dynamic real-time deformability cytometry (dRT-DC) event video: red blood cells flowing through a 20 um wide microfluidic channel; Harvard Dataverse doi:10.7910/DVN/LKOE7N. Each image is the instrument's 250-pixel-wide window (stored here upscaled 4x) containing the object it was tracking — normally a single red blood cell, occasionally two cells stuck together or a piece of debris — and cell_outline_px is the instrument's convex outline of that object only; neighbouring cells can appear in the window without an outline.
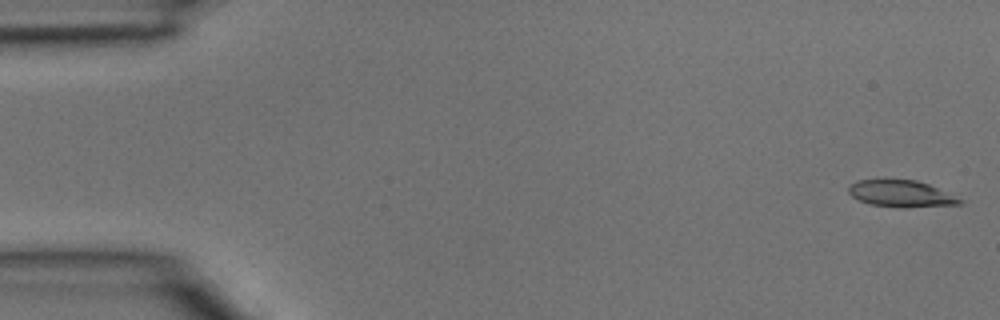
{"species": "common noctule bat (a hibernating species)", "species_latin": "Nyctalus noctula", "temperature_condition": "room temperature", "stored_images_in_passage": 4, "camera_frame_rate_fps": 3000, "um_per_image_px": 0.085, "animal": {"sex": "male", "body_mass_g": 15.6}, "frame": {"image": 1, "passage_image": 1, "time_ms": 0.0, "image_size_px": [1000, 320], "cell_outline_px": [[964, 200], [960, 204], [904, 208], [868, 204], [852, 196], [848, 192], [848, 188], [856, 180], [884, 176], [916, 180], [928, 184]], "centroid_in_image_um": [76.52, 16.41], "position_along_channel_um": 8.5, "area_um2": 17.98}}